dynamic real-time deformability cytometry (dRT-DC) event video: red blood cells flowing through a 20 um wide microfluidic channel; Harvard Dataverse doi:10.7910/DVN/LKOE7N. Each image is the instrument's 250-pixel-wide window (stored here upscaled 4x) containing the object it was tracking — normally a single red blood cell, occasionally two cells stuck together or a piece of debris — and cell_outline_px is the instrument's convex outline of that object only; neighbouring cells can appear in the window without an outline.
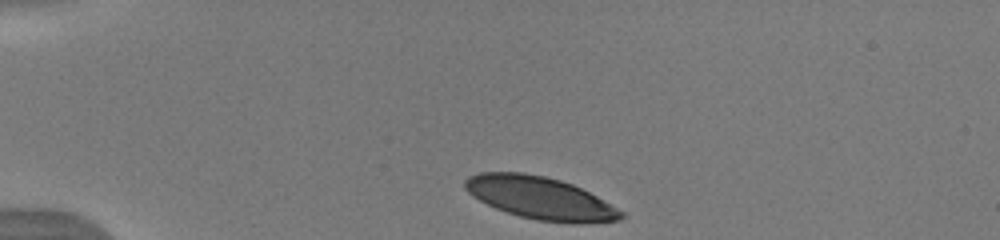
{"species": "human", "species_latin": "Homo sapiens", "temperature_condition": "warm", "stored_images_in_passage": 41, "camera_frame_rate_fps": 3000, "um_per_image_px": 0.085, "donor": {"sex": "male"}, "frame": {"image": 1, "passage_image": 1, "time_ms": 0.0, "image_size_px": [1000, 240], "cell_outline_px": [[624, 216], [620, 220], [576, 224], [572, 224], [540, 220], [520, 216], [496, 208], [472, 196], [464, 188], [464, 180], [468, 176], [480, 172], [524, 172], [544, 176], [560, 180], [572, 184], [596, 196], [624, 212]], "centroid_in_image_um": [45.9, 16.82], "position_along_channel_um": 39.1, "area_um2": 38.44}}
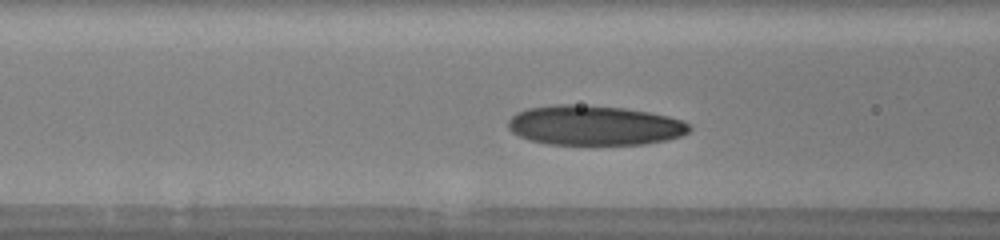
{"frame": {"image": 2, "passage_image": 11, "time_ms": 3.333, "image_size_px": [1000, 240], "cell_outline_px": [[692, 128], [688, 132], [680, 136], [668, 140], [644, 144], [548, 144], [532, 140], [520, 136], [512, 132], [508, 128], [508, 120], [516, 112], [528, 108], [556, 104], [572, 104], [624, 108], [648, 112], [668, 116], [684, 120]], "centroid_in_image_um": [50.53, 10.65], "position_along_channel_um": 116.1, "area_um2": 41.96}}
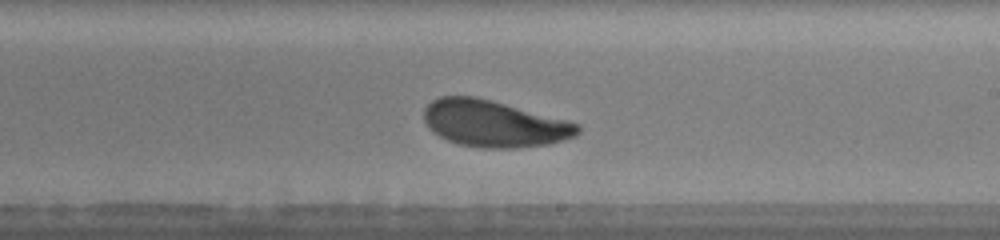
{"frame": {"image": 3, "passage_image": 21, "time_ms": 6.667, "image_size_px": [1000, 240], "cell_outline_px": [[580, 132], [576, 136], [564, 140], [548, 144], [516, 148], [484, 148], [460, 144], [448, 140], [432, 132], [428, 128], [424, 120], [424, 108], [432, 100], [440, 96], [476, 96], [492, 100], [568, 120], [580, 124]], "centroid_in_image_um": [42.0, 10.5], "position_along_channel_um": 247.0, "area_um2": 41.96}, "authors_computed_cell_mechanics": {"area_um2": 41.2114, "velocity_mm_per_s": 3.9329, "shape_relaxation_time_tau1_ms": 2.0993, "shape_relaxation_time_tau2_ms": 2.9127, "deformation_change_tau1": 0.1301, "deformation_change_tau2": 0.1103}}